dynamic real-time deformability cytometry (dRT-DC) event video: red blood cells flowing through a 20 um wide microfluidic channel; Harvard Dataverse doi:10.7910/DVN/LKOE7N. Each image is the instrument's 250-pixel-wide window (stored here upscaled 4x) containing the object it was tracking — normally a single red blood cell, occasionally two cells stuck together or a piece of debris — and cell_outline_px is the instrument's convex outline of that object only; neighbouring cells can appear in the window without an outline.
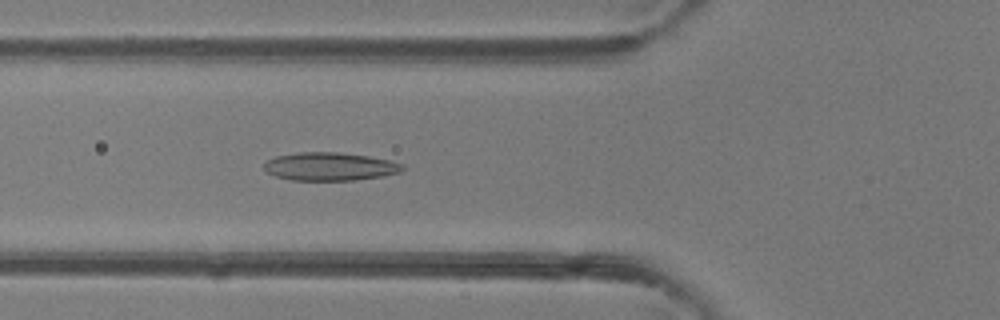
{"species": "common noctule bat (a hibernating species)", "species_latin": "Nyctalus noctula", "temperature_condition": "room temperature", "stored_images_in_passage": 48, "camera_frame_rate_fps": 3000, "um_per_image_px": 0.085, "animal": {"sex": "female"}, "frame": {"image": 1, "passage_image": 18, "time_ms": 5.667, "image_size_px": [1000, 320], "cell_outline_px": [[404, 168], [400, 172], [384, 176], [356, 180], [292, 180], [276, 176], [268, 172], [264, 168], [264, 164], [268, 160], [276, 156], [296, 152], [340, 152], [368, 156], [388, 160], [404, 164]], "centroid_in_image_um": [28.06, 14.15], "position_along_channel_um": 97.7, "area_um2": 22.72}}
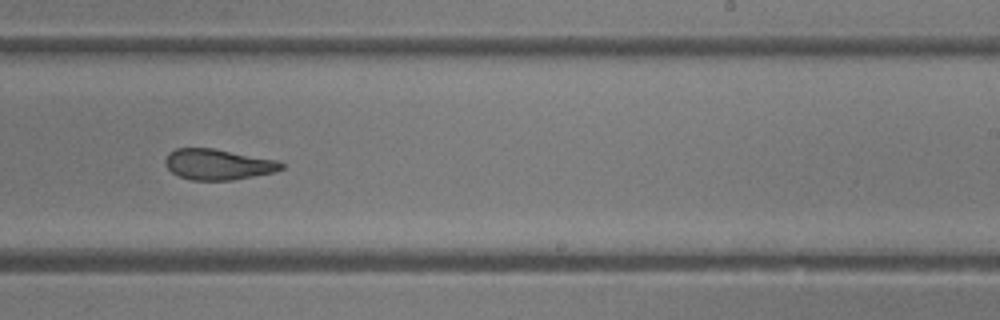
{"frame": {"image": 2, "passage_image": 30, "time_ms": 9.667, "image_size_px": [1000, 320], "cell_outline_px": [[284, 168], [272, 172], [232, 180], [192, 180], [180, 176], [172, 172], [164, 164], [164, 160], [168, 152], [176, 148], [212, 148], [276, 160], [284, 164]], "centroid_in_image_um": [18.48, 13.97], "position_along_channel_um": 270.5, "area_um2": 20.58}}
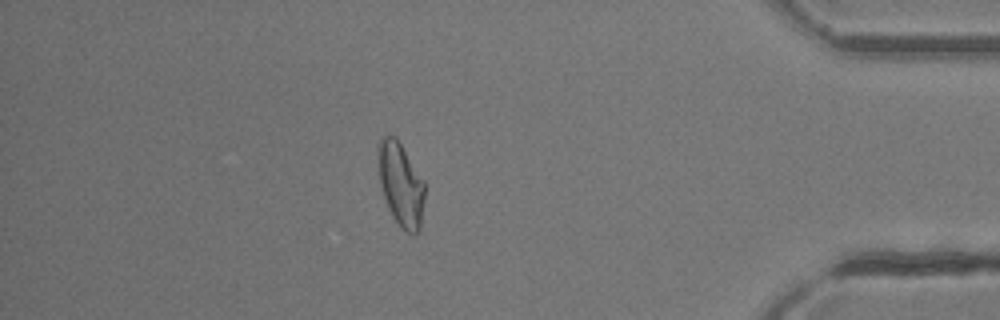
{"frame": {"image": 3, "passage_image": 42, "time_ms": 13.667, "image_size_px": [1000, 320], "cell_outline_px": [[424, 200], [420, 232], [416, 236], [412, 236], [400, 228], [388, 208], [380, 184], [376, 148], [380, 140], [384, 136], [396, 136], [424, 180]], "centroid_in_image_um": [34.07, 15.7], "position_along_channel_um": 401.1, "area_um2": 23.06}, "authors_computed_cell_mechanics": {"area_um2": 22.831, "velocity_mm_per_s": 4.3227, "shape_relaxation_time_tau1_ms": null, "shape_relaxation_time_tau2_ms": 2.6563, "deformation_change_tau1": null, "deformation_change_tau2": 0.0923}}